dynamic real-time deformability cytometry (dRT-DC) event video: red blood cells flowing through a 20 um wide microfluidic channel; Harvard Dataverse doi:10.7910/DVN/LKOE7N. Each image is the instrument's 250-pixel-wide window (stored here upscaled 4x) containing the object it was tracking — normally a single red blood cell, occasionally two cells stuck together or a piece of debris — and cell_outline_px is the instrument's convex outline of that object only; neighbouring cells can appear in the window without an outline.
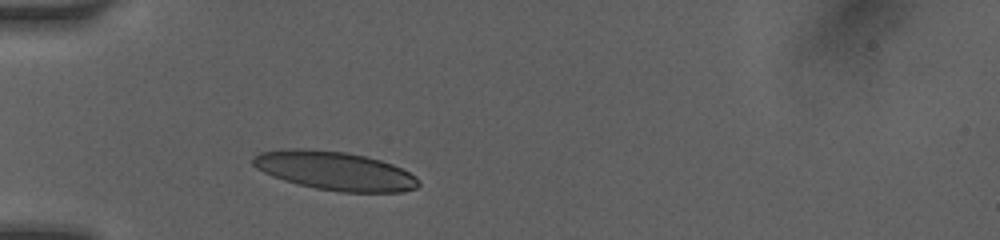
{"species": "human", "species_latin": "Homo sapiens", "temperature_condition": "room temperature", "stored_images_in_passage": 1, "camera_frame_rate_fps": 3000, "um_per_image_px": 0.085, "donor": {"sex": "female"}, "frame": {"image": 1, "passage_image": 1, "time_ms": 0.0, "image_size_px": [1000, 240], "cell_outline_px": [[420, 184], [416, 188], [404, 192], [340, 192], [316, 188], [284, 180], [272, 176], [256, 168], [252, 164], [252, 156], [260, 152], [288, 148], [304, 148], [348, 152], [380, 160], [392, 164], [416, 176]], "centroid_in_image_um": [28.44, 14.51], "position_along_channel_um": 56.6, "area_um2": 37.4}}